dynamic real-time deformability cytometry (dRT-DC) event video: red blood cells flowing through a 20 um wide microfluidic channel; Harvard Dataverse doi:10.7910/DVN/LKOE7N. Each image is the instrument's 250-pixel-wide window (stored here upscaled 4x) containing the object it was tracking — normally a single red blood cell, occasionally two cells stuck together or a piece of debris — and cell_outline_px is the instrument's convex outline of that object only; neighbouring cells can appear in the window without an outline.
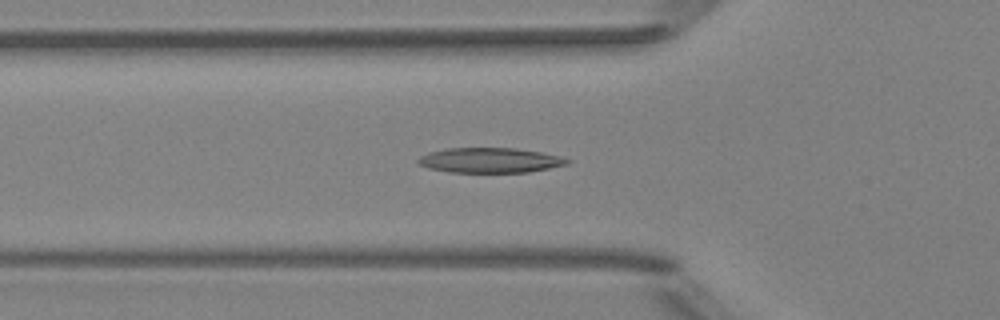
{"species": "Egyptian fruit bat (a non-hibernating species)", "species_latin": "Rousettus aegyptiacus", "temperature_condition": "room temperature", "stored_images_in_passage": 50, "camera_frame_rate_fps": 3000, "um_per_image_px": 0.085, "animal": {"sex": "female"}, "frame": {"image": 1, "passage_image": 17, "time_ms": 5.333, "image_size_px": [1000, 320], "cell_outline_px": [[572, 160], [568, 164], [528, 172], [448, 172], [428, 168], [420, 164], [416, 160], [420, 156], [428, 152], [448, 148], [516, 148], [540, 152], [560, 156]], "centroid_in_image_um": [41.64, 13.62], "position_along_channel_um": 84.2, "area_um2": 21.68}}
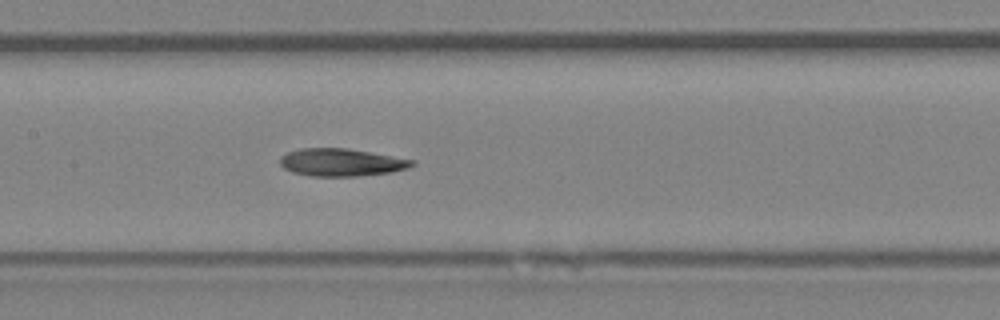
{"frame": {"image": 2, "passage_image": 24, "time_ms": 7.667, "image_size_px": [1000, 320], "cell_outline_px": [[416, 164], [408, 168], [392, 172], [356, 176], [312, 176], [292, 172], [284, 168], [280, 164], [280, 156], [288, 152], [300, 148], [348, 148], [416, 160]], "centroid_in_image_um": [29.03, 13.79], "position_along_channel_um": 178.4, "area_um2": 21.33}}
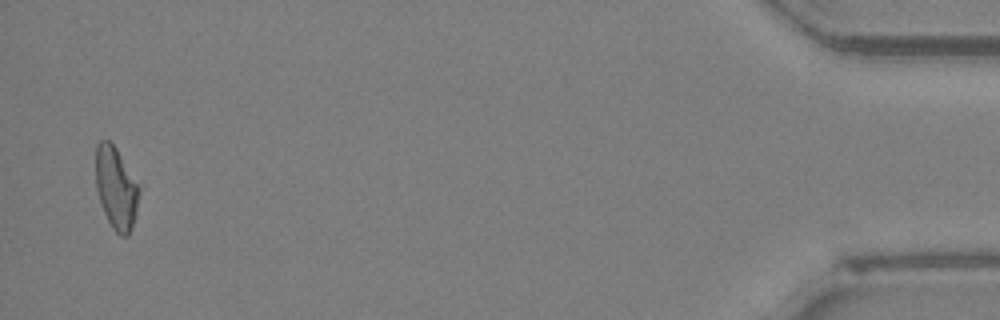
{"frame": {"image": 3, "passage_image": 49, "time_ms": 16.0, "image_size_px": [1000, 320], "cell_outline_px": [[140, 192], [136, 212], [128, 236], [120, 236], [112, 228], [104, 212], [96, 188], [96, 144], [100, 140], [108, 140], [116, 148], [136, 184]], "centroid_in_image_um": [9.84, 16.0], "position_along_channel_um": 425.4, "area_um2": 20.17}}